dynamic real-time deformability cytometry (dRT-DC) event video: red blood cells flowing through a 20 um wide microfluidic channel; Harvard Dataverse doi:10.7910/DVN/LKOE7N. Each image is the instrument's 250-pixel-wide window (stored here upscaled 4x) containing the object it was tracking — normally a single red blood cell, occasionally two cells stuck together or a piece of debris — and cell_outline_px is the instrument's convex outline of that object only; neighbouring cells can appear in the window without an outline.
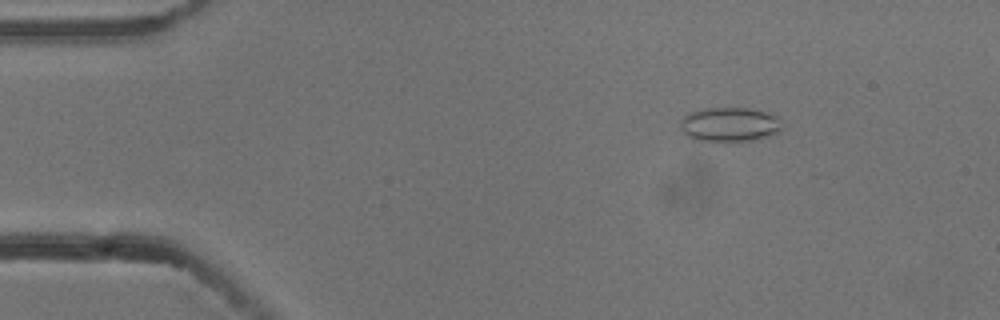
{"species": "common noctule bat (a hibernating species)", "species_latin": "Nyctalus noctula", "temperature_condition": "cold", "stored_images_in_passage": 3, "camera_frame_rate_fps": 3000, "um_per_image_px": 0.085, "animal": {"sex": "male", "body_mass_g": 13.3}, "frame": {"image": 1, "passage_image": 2, "time_ms": 0.333, "image_size_px": [1000, 320], "cell_outline_px": [[780, 132], [772, 136], [752, 140], [692, 140], [680, 128], [680, 120], [684, 116], [692, 112], [704, 108], [748, 108], [768, 112], [776, 116], [780, 128]], "centroid_in_image_um": [62.0, 10.57], "position_along_channel_um": 23.0, "area_um2": 20.11}}